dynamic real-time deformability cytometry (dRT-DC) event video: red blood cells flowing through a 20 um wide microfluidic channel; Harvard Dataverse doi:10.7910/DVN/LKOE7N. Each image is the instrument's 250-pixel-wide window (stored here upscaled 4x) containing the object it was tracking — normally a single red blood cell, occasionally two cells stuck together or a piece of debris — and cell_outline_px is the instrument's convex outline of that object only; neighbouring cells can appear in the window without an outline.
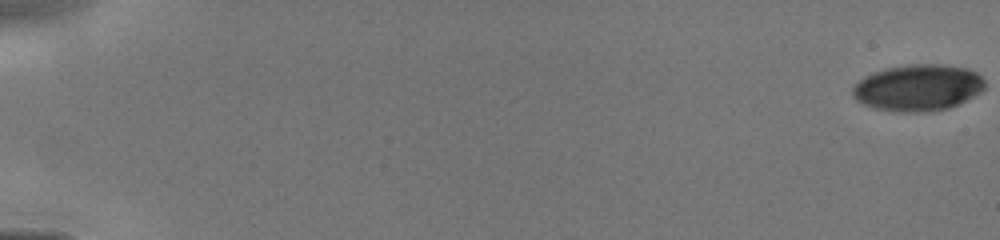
{"species": "human", "species_latin": "Homo sapiens", "temperature_condition": "cold", "stored_images_in_passage": 21, "camera_frame_rate_fps": 3000, "um_per_image_px": 0.085, "donor": {"sex": "male"}, "frame": {"image": 1, "passage_image": 1, "time_ms": 0.0, "image_size_px": [1000, 240], "cell_outline_px": [[984, 88], [980, 92], [948, 108], [928, 112], [896, 112], [872, 108], [856, 100], [852, 96], [852, 88], [864, 76], [872, 72], [884, 68], [912, 64], [940, 64], [968, 68], [976, 72], [984, 80]], "centroid_in_image_um": [77.99, 7.45], "position_along_channel_um": 7.0, "area_um2": 35.89}}
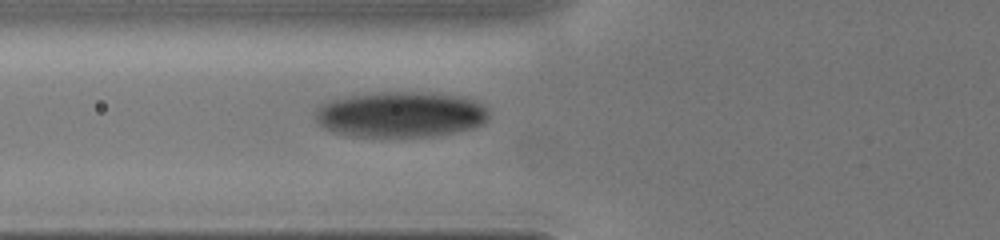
{"frame": {"image": 2, "passage_image": 18, "time_ms": 6.333, "image_size_px": [1000, 240], "cell_outline_px": [[488, 116], [484, 124], [472, 128], [432, 136], [348, 136], [332, 132], [324, 128], [316, 120], [316, 108], [320, 104], [332, 100], [352, 96], [380, 92], [420, 92], [464, 96], [484, 104], [488, 108]], "centroid_in_image_um": [34.07, 9.73], "position_along_channel_um": 91.7, "area_um2": 46.18}}
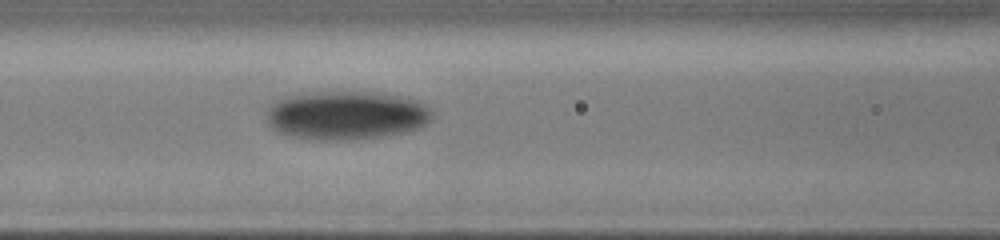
{"frame": {"image": 3, "passage_image": 21, "time_ms": 7.333, "image_size_px": [1000, 240], "cell_outline_px": [[432, 120], [420, 128], [404, 132], [380, 136], [352, 140], [308, 140], [288, 136], [276, 132], [268, 124], [268, 108], [276, 100], [288, 96], [320, 92], [376, 92], [420, 100], [432, 108]], "centroid_in_image_um": [29.46, 9.81], "position_along_channel_um": 137.1, "area_um2": 47.4}}